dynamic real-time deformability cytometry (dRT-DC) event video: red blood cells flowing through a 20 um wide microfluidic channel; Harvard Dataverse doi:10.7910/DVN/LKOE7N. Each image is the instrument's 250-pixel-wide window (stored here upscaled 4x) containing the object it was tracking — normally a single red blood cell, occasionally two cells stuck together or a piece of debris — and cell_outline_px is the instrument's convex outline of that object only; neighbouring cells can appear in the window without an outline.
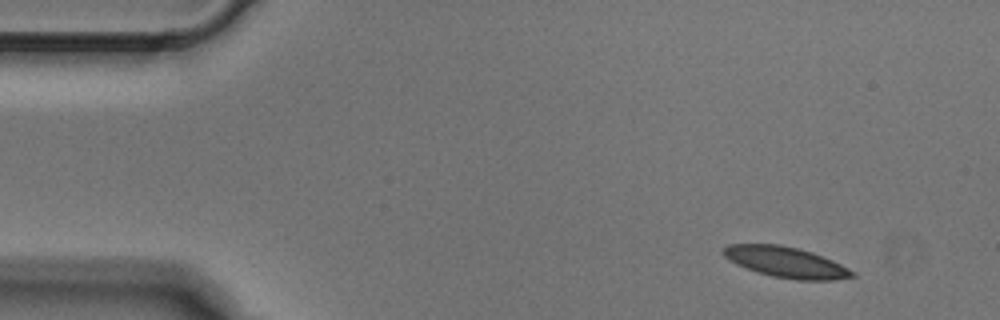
{"species": "Egyptian fruit bat (a non-hibernating species)", "species_latin": "Rousettus aegyptiacus", "temperature_condition": "cold", "stored_images_in_passage": 5, "camera_frame_rate_fps": 3000, "um_per_image_px": 0.085, "animal": {"sex": "male"}, "frame": {"image": 1, "passage_image": 1, "time_ms": 0.0, "image_size_px": [1000, 320], "cell_outline_px": [[856, 276], [836, 280], [796, 280], [772, 276], [736, 264], [724, 256], [724, 248], [728, 244], [780, 244], [800, 248], [812, 252], [832, 260], [856, 272]], "centroid_in_image_um": [66.86, 22.28], "position_along_channel_um": 18.1, "area_um2": 22.95}}
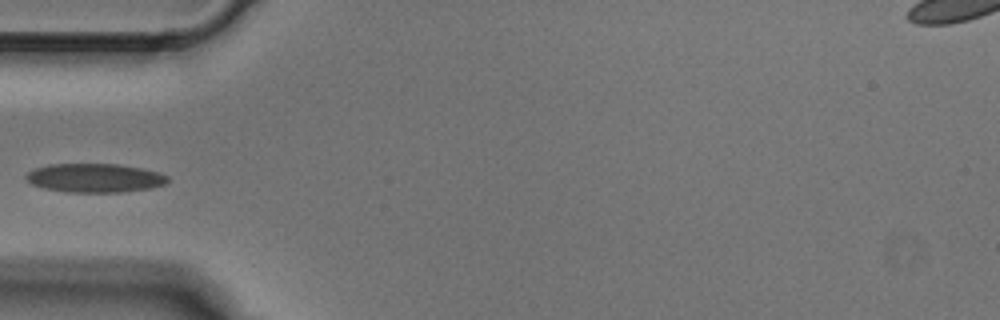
{"frame": {"image": 2, "passage_image": 4, "time_ms": 1.0, "image_size_px": [1000, 320], "cell_outline_px": [[168, 184], [148, 188], [120, 192], [68, 192], [44, 188], [32, 184], [24, 180], [24, 176], [28, 172], [36, 168], [48, 164], [120, 164], [140, 168], [156, 172], [168, 176]], "centroid_in_image_um": [8.02, 15.12], "position_along_channel_um": 77.0, "area_um2": 23.76}}
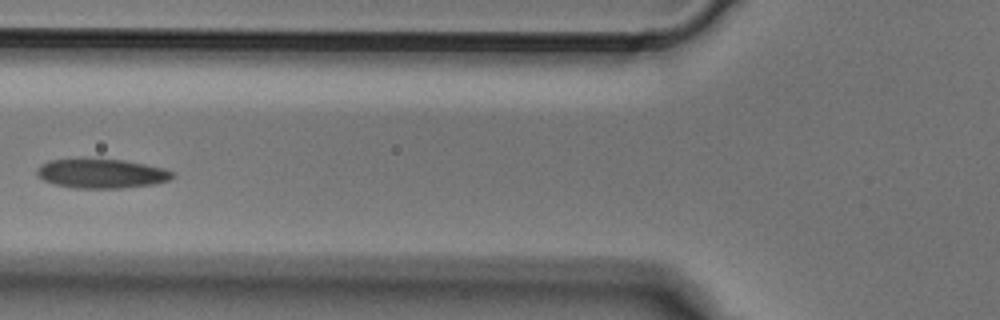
{"frame": {"image": 3, "passage_image": 5, "time_ms": 1.333, "image_size_px": [1000, 320], "cell_outline_px": [[176, 176], [168, 180], [152, 184], [124, 188], [76, 188], [52, 184], [36, 176], [36, 168], [40, 164], [48, 160], [124, 160], [164, 168], [172, 172]], "centroid_in_image_um": [8.59, 14.77], "position_along_channel_um": 117.2, "area_um2": 22.95}}